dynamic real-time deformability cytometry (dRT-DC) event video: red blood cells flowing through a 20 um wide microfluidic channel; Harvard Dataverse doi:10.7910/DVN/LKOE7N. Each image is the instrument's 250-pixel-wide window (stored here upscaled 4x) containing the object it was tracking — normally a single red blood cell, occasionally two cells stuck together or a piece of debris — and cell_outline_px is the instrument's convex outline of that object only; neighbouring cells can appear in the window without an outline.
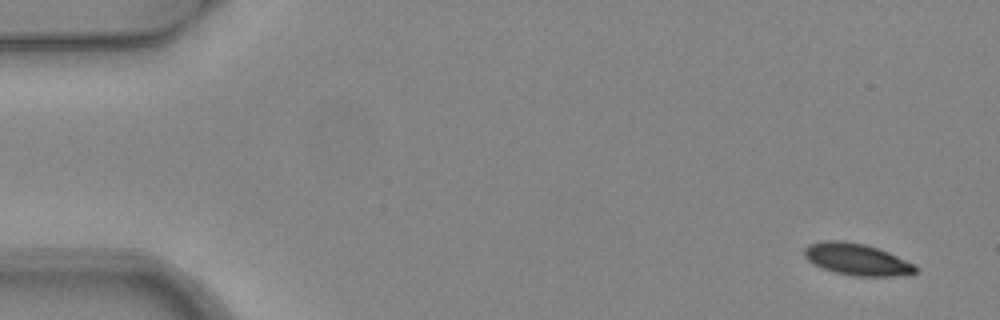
{"species": "common noctule bat (a hibernating species)", "species_latin": "Nyctalus noctula", "temperature_condition": "warm", "stored_images_in_passage": 6, "camera_frame_rate_fps": 3000, "um_per_image_px": 0.085, "animal": {"sex": "female", "body_mass_g": 24.6, "forearm_length_mm": 56.2}, "frame": {"image": 1, "passage_image": 1, "time_ms": 0.0, "image_size_px": [1000, 320], "cell_outline_px": [[916, 272], [892, 276], [856, 276], [836, 272], [824, 268], [808, 260], [804, 256], [804, 248], [808, 244], [824, 240], [840, 240], [864, 244], [888, 252], [916, 264]], "centroid_in_image_um": [72.82, 22.03], "position_along_channel_um": 12.2, "area_um2": 20.29}}
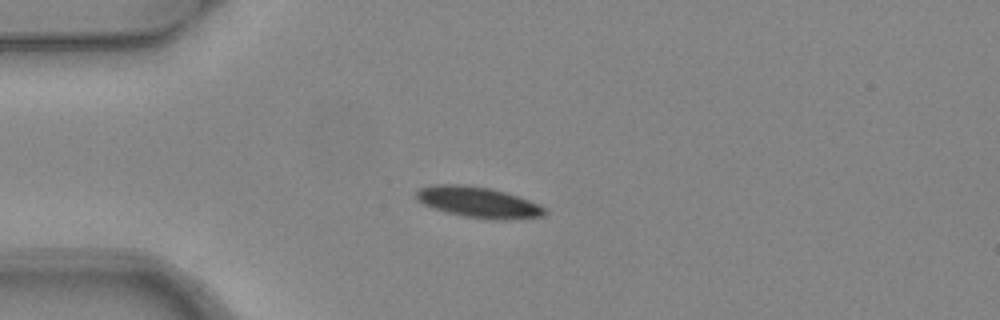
{"frame": {"image": 2, "passage_image": 4, "time_ms": 1.0, "image_size_px": [1000, 320], "cell_outline_px": [[548, 212], [544, 216], [500, 220], [492, 220], [464, 216], [432, 208], [424, 204], [416, 196], [416, 192], [420, 188], [432, 184], [460, 184], [488, 188], [504, 192], [528, 200], [544, 208]], "centroid_in_image_um": [40.63, 17.19], "position_along_channel_um": 44.4, "area_um2": 22.72}}
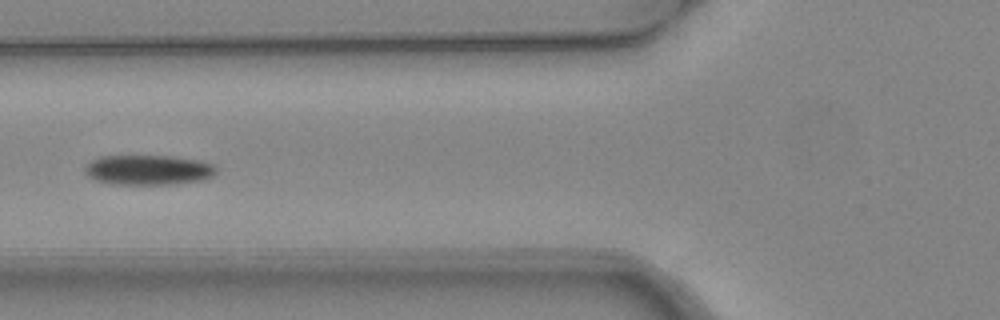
{"frame": {"image": 3, "passage_image": 6, "time_ms": 1.667, "image_size_px": [1000, 320], "cell_outline_px": [[216, 172], [212, 176], [204, 180], [176, 184], [112, 184], [96, 180], [88, 176], [84, 172], [84, 164], [100, 156], [172, 156], [200, 160], [212, 164], [216, 168]], "centroid_in_image_um": [12.59, 14.44], "position_along_channel_um": 113.2, "area_um2": 23.12}}